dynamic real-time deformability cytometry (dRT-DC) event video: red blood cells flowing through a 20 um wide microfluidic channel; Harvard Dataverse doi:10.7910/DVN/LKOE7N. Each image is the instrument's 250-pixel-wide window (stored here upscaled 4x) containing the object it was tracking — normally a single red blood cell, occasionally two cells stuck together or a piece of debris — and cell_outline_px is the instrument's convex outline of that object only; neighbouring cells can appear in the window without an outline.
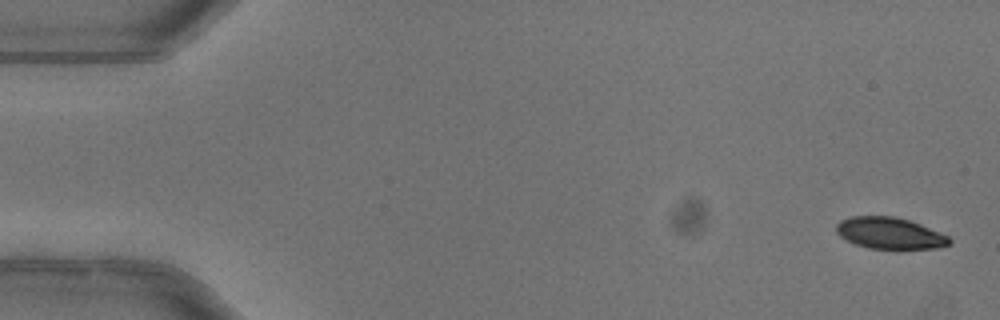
{"species": "common noctule bat (a hibernating species)", "species_latin": "Nyctalus noctula", "temperature_condition": "warm", "stored_images_in_passage": 4, "camera_frame_rate_fps": 3000, "um_per_image_px": 0.085, "animal": {"sex": "female"}, "frame": {"image": 1, "passage_image": 1, "time_ms": 0.0, "image_size_px": [1000, 320], "cell_outline_px": [[952, 240], [948, 244], [936, 248], [868, 248], [856, 244], [840, 236], [836, 232], [836, 224], [840, 220], [852, 216], [892, 216], [908, 220], [920, 224], [948, 236]], "centroid_in_image_um": [75.59, 19.81], "position_along_channel_um": 9.4, "area_um2": 20.4}}
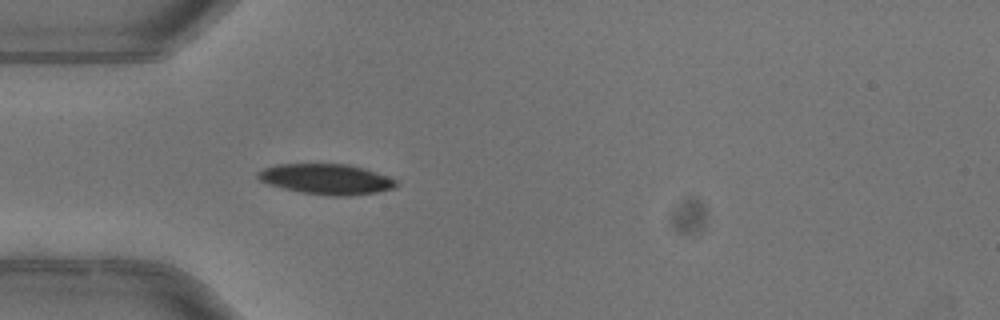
{"frame": {"image": 2, "passage_image": 4, "time_ms": 1.0, "image_size_px": [1000, 320], "cell_outline_px": [[396, 184], [392, 188], [376, 192], [348, 196], [332, 196], [300, 192], [268, 184], [260, 180], [256, 176], [264, 168], [276, 164], [348, 164], [364, 168], [376, 172], [396, 180]], "centroid_in_image_um": [27.72, 15.22], "position_along_channel_um": 57.3, "area_um2": 24.22}}